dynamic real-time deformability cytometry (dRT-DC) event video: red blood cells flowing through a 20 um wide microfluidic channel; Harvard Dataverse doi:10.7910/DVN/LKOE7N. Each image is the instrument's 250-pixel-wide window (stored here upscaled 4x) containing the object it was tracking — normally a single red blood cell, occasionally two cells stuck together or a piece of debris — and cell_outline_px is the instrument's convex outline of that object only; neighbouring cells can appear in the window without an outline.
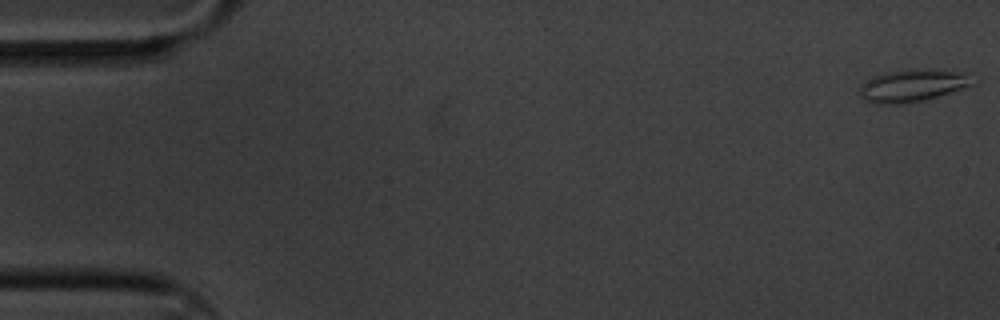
{"species": "common noctule bat (a hibernating species)", "species_latin": "Nyctalus noctula", "temperature_condition": "cold", "stored_images_in_passage": 6, "segment_of_instrument_passage": [1, 2], "camera_frame_rate_fps": 3000, "um_per_image_px": 0.085, "animal": {"sex": "male", "body_mass_g": 20.1, "forearm_length_mm": 53.5}, "frame": {"image": 1, "passage_image": 1, "time_ms": 0.0, "image_size_px": [1000, 320], "cell_outline_px": [[976, 84], [924, 100], [900, 104], [876, 104], [864, 100], [860, 96], [860, 84], [876, 76], [888, 72], [912, 68], [956, 72], [964, 76]], "centroid_in_image_um": [77.46, 7.3], "position_along_channel_um": 7.5, "area_um2": 20.69}}
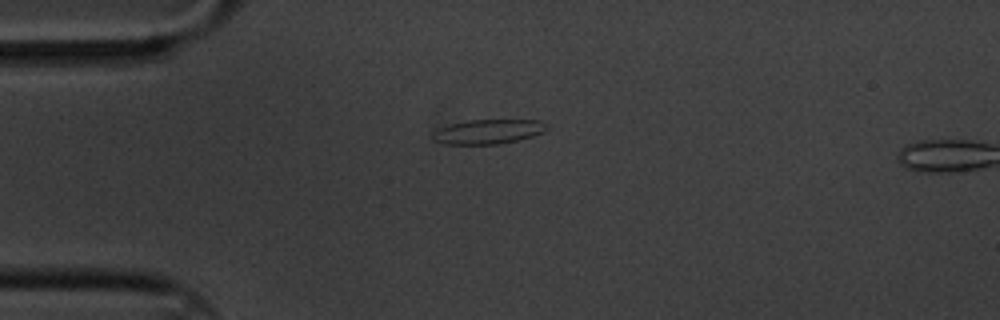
{"frame": {"image": 2, "passage_image": 5, "time_ms": 1.333, "image_size_px": [1000, 320], "cell_outline_px": [[548, 128], [544, 132], [532, 136], [500, 144], [444, 144], [432, 140], [428, 136], [432, 132], [448, 124], [468, 120], [540, 120]], "centroid_in_image_um": [41.41, 11.19], "position_along_channel_um": 43.6, "area_um2": 16.42}}